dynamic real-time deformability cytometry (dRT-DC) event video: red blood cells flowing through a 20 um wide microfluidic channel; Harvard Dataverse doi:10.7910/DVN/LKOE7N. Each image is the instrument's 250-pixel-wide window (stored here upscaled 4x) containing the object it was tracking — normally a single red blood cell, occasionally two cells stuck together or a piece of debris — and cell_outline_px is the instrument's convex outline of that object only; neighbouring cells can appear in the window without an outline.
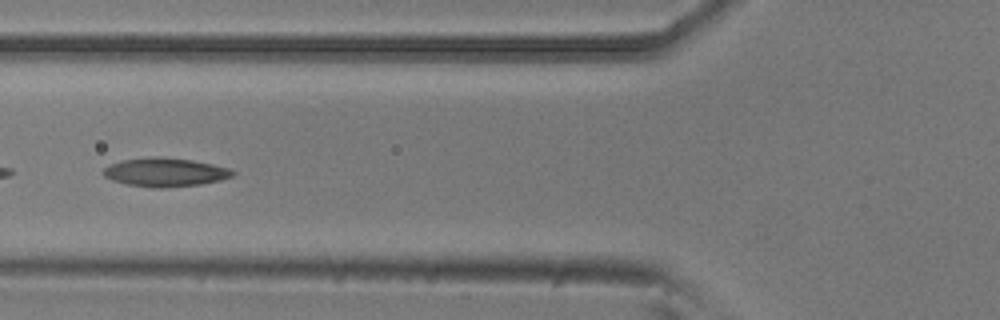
{"species": "common noctule bat (a hibernating species)", "species_latin": "Nyctalus noctula", "temperature_condition": "room temperature", "stored_images_in_passage": 23, "camera_frame_rate_fps": 3000, "um_per_image_px": 0.085, "animal": {"sex": "male", "body_mass_g": 20.5, "forearm_length_mm": 52.5}, "frame": {"image": 1, "passage_image": 7, "time_ms": 2.0, "image_size_px": [1000, 320], "cell_outline_px": [[236, 172], [232, 176], [220, 180], [200, 184], [160, 188], [152, 188], [128, 184], [112, 180], [104, 176], [104, 168], [120, 160], [156, 156], [160, 156], [192, 160], [212, 164], [228, 168]], "centroid_in_image_um": [14.03, 14.63], "position_along_channel_um": 111.8, "area_um2": 21.44}}
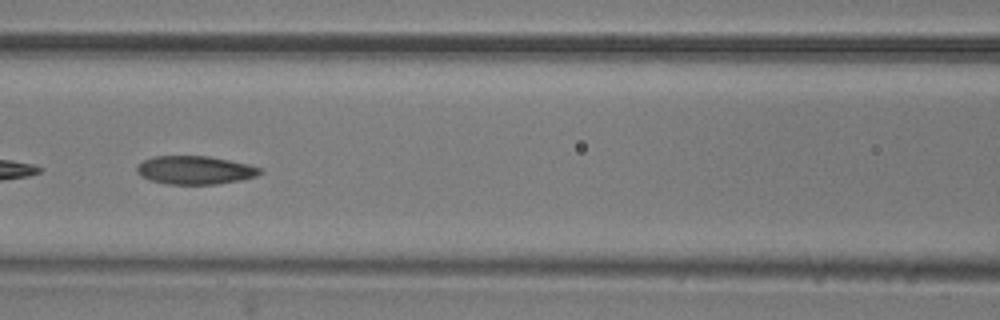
{"frame": {"image": 2, "passage_image": 10, "time_ms": 3.0, "image_size_px": [1000, 320], "cell_outline_px": [[264, 172], [256, 176], [240, 180], [216, 184], [168, 184], [152, 180], [140, 176], [136, 172], [136, 168], [144, 160], [152, 156], [208, 156], [248, 164], [260, 168]], "centroid_in_image_um": [16.57, 14.46], "position_along_channel_um": 150.0, "area_um2": 20.23}}
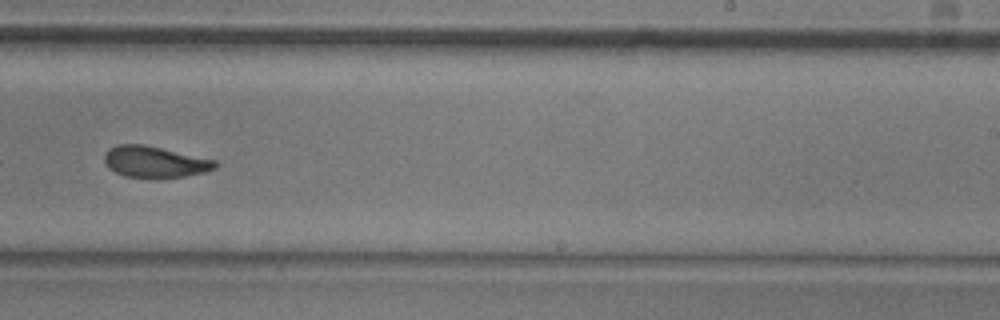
{"frame": {"image": 3, "passage_image": 20, "time_ms": 6.333, "image_size_px": [1000, 320], "cell_outline_px": [[220, 164], [216, 168], [204, 172], [184, 176], [124, 176], [108, 168], [104, 160], [104, 156], [108, 148], [116, 144], [144, 144], [216, 160]], "centroid_in_image_um": [13.15, 13.72], "position_along_channel_um": 275.8, "area_um2": 19.88}}